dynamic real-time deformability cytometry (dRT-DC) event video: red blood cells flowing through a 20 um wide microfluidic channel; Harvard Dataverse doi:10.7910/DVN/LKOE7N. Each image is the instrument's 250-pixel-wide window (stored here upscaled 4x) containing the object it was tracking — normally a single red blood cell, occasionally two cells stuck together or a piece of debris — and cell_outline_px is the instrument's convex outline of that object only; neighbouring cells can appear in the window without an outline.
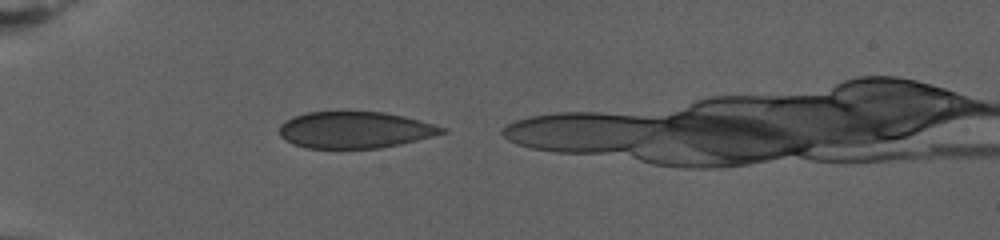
{"species": "human", "species_latin": "Homo sapiens", "temperature_condition": "warm", "stored_images_in_passage": 49, "camera_frame_rate_fps": 3000, "um_per_image_px": 0.085, "donor": {"sex": "female"}, "frame": {"image": 1, "passage_image": 4, "time_ms": 1.0, "image_size_px": [1000, 240], "cell_outline_px": [[448, 132], [400, 144], [380, 148], [308, 148], [292, 144], [284, 140], [280, 136], [280, 124], [284, 120], [292, 116], [308, 112], [384, 112], [404, 116], [420, 120], [448, 128]], "centroid_in_image_um": [30.16, 11.04], "position_along_channel_um": 54.8, "area_um2": 34.8}}
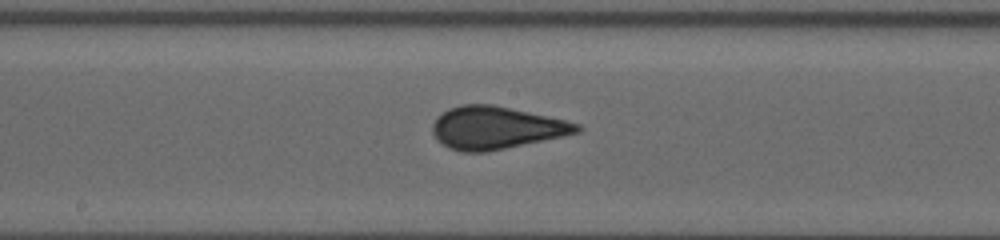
{"frame": {"image": 2, "passage_image": 23, "time_ms": 7.333, "image_size_px": [1000, 240], "cell_outline_px": [[584, 128], [580, 132], [504, 148], [484, 152], [460, 152], [448, 148], [436, 140], [432, 132], [432, 124], [436, 116], [448, 108], [464, 104], [492, 104], [564, 120], [580, 124]], "centroid_in_image_um": [42.1, 10.86], "position_along_channel_um": 206.1, "area_um2": 35.6}}
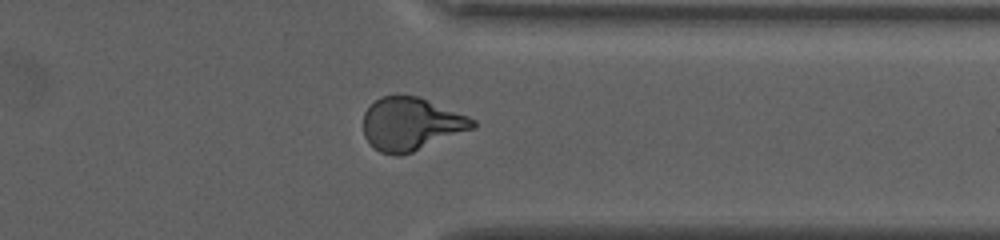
{"frame": {"image": 3, "passage_image": 42, "time_ms": 13.667, "image_size_px": [1000, 240], "cell_outline_px": [[476, 128], [412, 152], [400, 156], [396, 156], [380, 152], [372, 148], [364, 136], [364, 112], [380, 96], [416, 96], [468, 116], [476, 120]], "centroid_in_image_um": [34.93, 10.57], "position_along_channel_um": 376.5, "area_um2": 33.64}}